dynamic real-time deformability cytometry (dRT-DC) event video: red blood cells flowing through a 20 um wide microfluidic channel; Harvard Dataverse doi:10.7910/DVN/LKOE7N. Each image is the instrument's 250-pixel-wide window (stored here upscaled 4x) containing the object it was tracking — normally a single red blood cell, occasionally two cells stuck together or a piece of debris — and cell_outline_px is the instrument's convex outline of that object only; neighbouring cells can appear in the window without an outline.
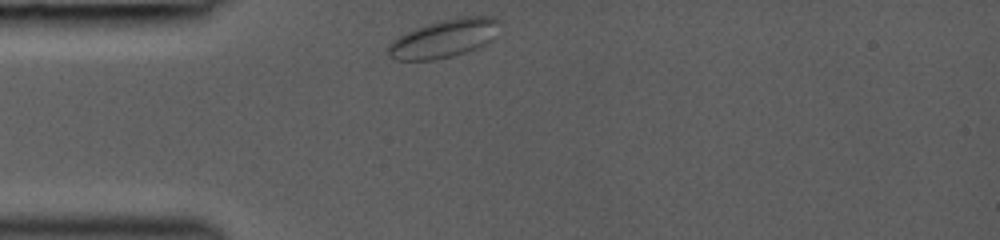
{"species": "common noctule bat (a hibernating species)", "species_latin": "Nyctalus noctula", "temperature_condition": "room temperature", "stored_images_in_passage": 4, "camera_frame_rate_fps": 3000, "um_per_image_px": 0.085, "animal": {"sex": "female", "body_mass_g": 19.0, "forearm_length_mm": 53.3}, "frame": {"image": 1, "passage_image": 1, "time_ms": 0.0, "image_size_px": [1000, 240], "cell_outline_px": [[500, 24], [496, 36], [488, 44], [452, 56], [436, 60], [396, 60], [388, 56], [388, 48], [392, 40], [396, 36], [412, 28], [460, 16], [492, 16], [500, 20]], "centroid_in_image_um": [37.75, 3.26], "position_along_channel_um": 47.2, "area_um2": 25.14}}
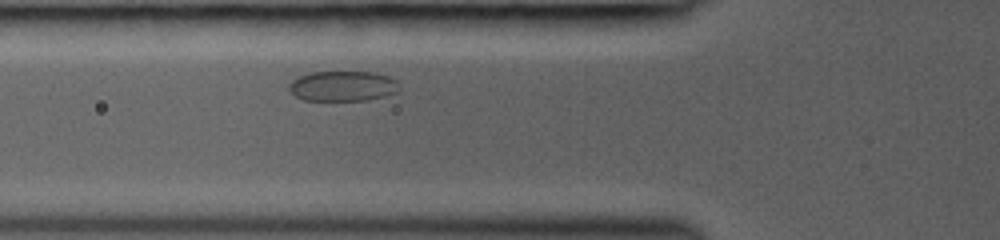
{"frame": {"image": 2, "passage_image": 4, "time_ms": 1.667, "image_size_px": [1000, 240], "cell_outline_px": [[400, 88], [396, 92], [384, 96], [368, 100], [304, 100], [296, 96], [288, 88], [288, 84], [292, 80], [300, 76], [312, 72], [376, 72], [388, 76], [396, 80]], "centroid_in_image_um": [29.15, 7.31], "position_along_channel_um": 96.7, "area_um2": 19.36}}